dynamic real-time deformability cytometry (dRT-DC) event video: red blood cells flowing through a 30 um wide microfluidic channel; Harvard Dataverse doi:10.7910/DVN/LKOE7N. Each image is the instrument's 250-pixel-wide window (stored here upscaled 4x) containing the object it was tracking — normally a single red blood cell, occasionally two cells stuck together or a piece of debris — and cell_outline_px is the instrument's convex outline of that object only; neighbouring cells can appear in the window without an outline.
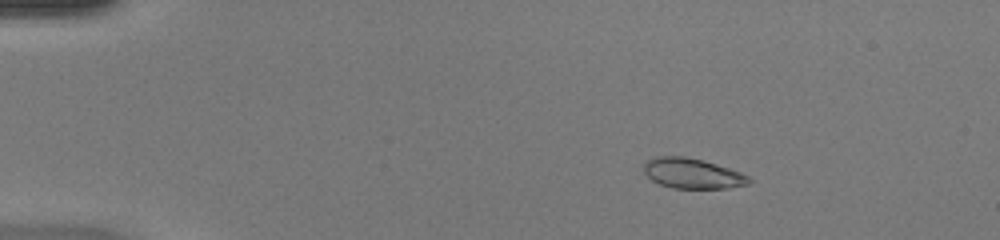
{"species": "common noctule bat (a hibernating species)", "species_latin": "Nyctalus noctula", "temperature_condition": "warm", "stored_images_in_passage": 50, "camera_frame_rate_fps": 3000, "um_per_image_px": 0.085, "animal": {"sex": "female", "body_mass_g": 20.0, "forearm_length_mm": 54.0}, "frame": {"image": 1, "passage_image": 9, "time_ms": 2.667, "image_size_px": [1000, 240], "cell_outline_px": [[752, 180], [748, 184], [728, 188], [672, 188], [660, 184], [652, 180], [644, 172], [644, 164], [648, 160], [656, 156], [684, 156], [716, 164], [740, 172], [748, 176]], "centroid_in_image_um": [58.85, 14.74], "position_along_channel_um": 26.2, "area_um2": 18.32}}
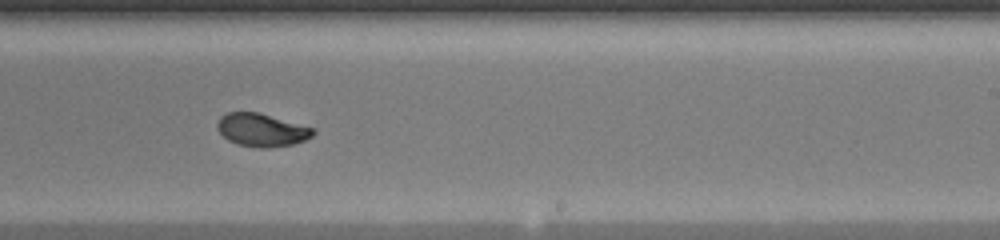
{"frame": {"image": 2, "passage_image": 32, "time_ms": 10.333, "image_size_px": [1000, 240], "cell_outline_px": [[316, 132], [312, 136], [304, 140], [292, 144], [264, 148], [260, 148], [236, 144], [228, 140], [216, 128], [216, 124], [220, 116], [228, 112], [256, 112], [316, 128]], "centroid_in_image_um": [22.23, 11.04], "position_along_channel_um": 266.8, "area_um2": 18.38}}
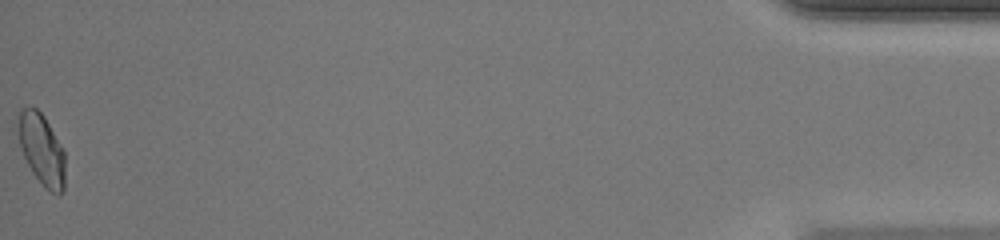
{"frame": {"image": 3, "passage_image": 50, "time_ms": 16.333, "image_size_px": [1000, 240], "cell_outline_px": [[64, 192], [60, 196], [56, 196], [48, 192], [44, 188], [32, 172], [12, 132], [20, 108], [36, 108], [44, 116], [64, 148]], "centroid_in_image_um": [3.48, 12.7], "position_along_channel_um": 431.7, "area_um2": 20.58}, "authors_computed_cell_mechanics": {"area_um2": 18.9873, "velocity_mm_per_s": 4.288, "shape_relaxation_time_tau1_ms": 4.8191, "shape_relaxation_time_tau2_ms": 0.8345, "deformation_change_tau1": 0.1963, "deformation_change_tau2": 0.0425}}